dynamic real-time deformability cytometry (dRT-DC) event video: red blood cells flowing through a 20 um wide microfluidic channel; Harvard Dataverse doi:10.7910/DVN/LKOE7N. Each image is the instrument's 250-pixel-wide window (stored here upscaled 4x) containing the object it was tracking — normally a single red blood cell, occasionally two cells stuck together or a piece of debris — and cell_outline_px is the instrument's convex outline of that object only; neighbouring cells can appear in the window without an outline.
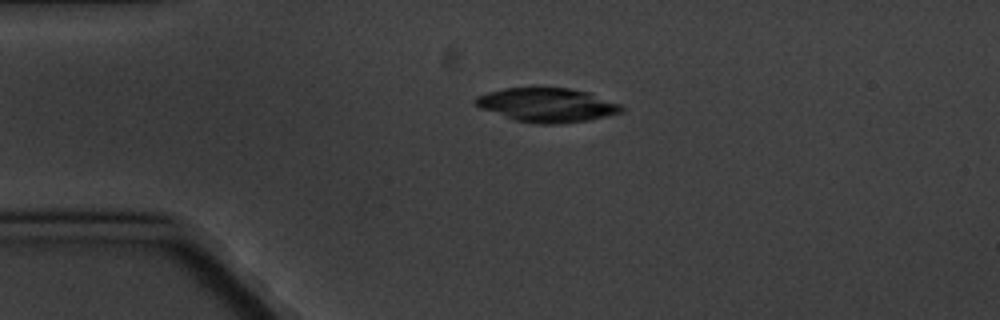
{"species": "common noctule bat (a hibernating species)", "species_latin": "Nyctalus noctula", "temperature_condition": "cold", "stored_images_in_passage": 4, "camera_frame_rate_fps": 3000, "um_per_image_px": 0.085, "animal": {"sex": "male", "body_mass_g": 20.1, "forearm_length_mm": 53.5}, "frame": {"image": 1, "passage_image": 3, "time_ms": 3.333, "image_size_px": [1000, 320], "cell_outline_px": [[624, 112], [588, 120], [560, 124], [536, 124], [516, 120], [480, 108], [472, 100], [476, 96], [488, 92], [504, 88], [568, 88], [588, 92], [620, 104], [624, 108]], "centroid_in_image_um": [46.51, 8.93], "position_along_channel_um": 38.5, "area_um2": 28.84}}